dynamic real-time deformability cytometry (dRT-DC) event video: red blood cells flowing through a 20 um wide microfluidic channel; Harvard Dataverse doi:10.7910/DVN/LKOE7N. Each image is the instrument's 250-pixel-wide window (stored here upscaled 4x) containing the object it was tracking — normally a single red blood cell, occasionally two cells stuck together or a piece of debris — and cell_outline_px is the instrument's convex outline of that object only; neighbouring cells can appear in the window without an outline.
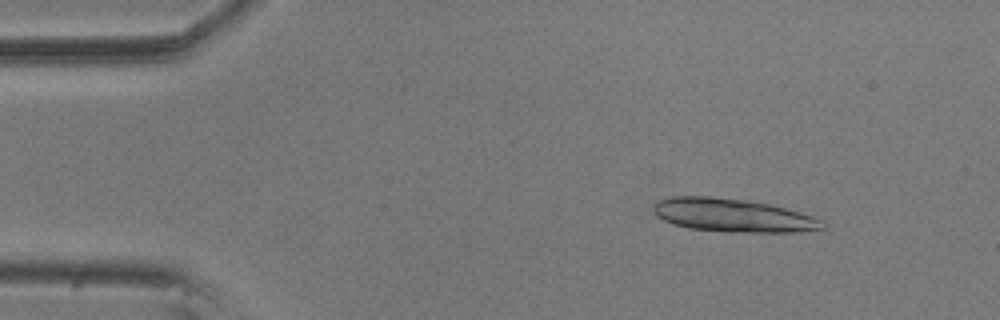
{"species": "common noctule bat (a hibernating species)", "species_latin": "Nyctalus noctula", "temperature_condition": "room temperature", "stored_images_in_passage": 46, "camera_frame_rate_fps": 3000, "um_per_image_px": 0.085, "animal": {"sex": "male", "body_mass_g": 20.5, "forearm_length_mm": 52.5}, "frame": {"image": 1, "passage_image": 6, "time_ms": 1.667, "image_size_px": [1000, 320], "cell_outline_px": [[828, 228], [796, 232], [728, 232], [688, 228], [672, 224], [656, 216], [652, 212], [652, 204], [656, 200], [672, 196], [708, 196], [744, 200], [768, 204], [800, 212], [824, 220], [828, 224]], "centroid_in_image_um": [62.27, 18.31], "position_along_channel_um": 22.7, "area_um2": 33.18}}
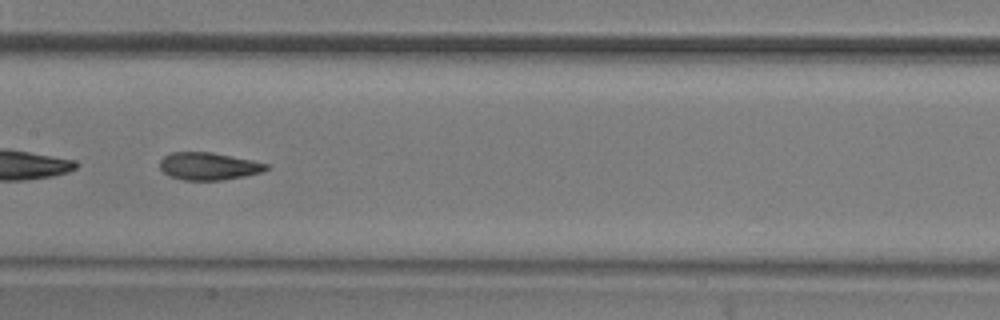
{"frame": {"image": 2, "passage_image": 27, "time_ms": 8.667, "image_size_px": [1000, 320], "cell_outline_px": [[268, 168], [264, 172], [244, 176], [220, 180], [184, 180], [168, 176], [160, 168], [160, 160], [164, 156], [172, 152], [212, 152], [252, 160], [268, 164]], "centroid_in_image_um": [17.72, 14.12], "position_along_channel_um": 189.7, "area_um2": 17.05}}
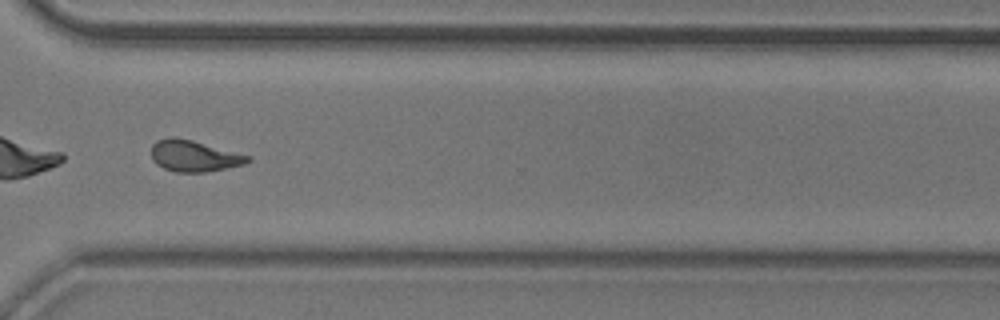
{"frame": {"image": 3, "passage_image": 41, "time_ms": 13.333, "image_size_px": [1000, 320], "cell_outline_px": [[252, 160], [244, 164], [208, 172], [176, 172], [164, 168], [156, 164], [152, 160], [152, 144], [156, 140], [168, 136], [176, 136], [192, 140], [252, 156]], "centroid_in_image_um": [16.49, 13.24], "position_along_channel_um": 354.1, "area_um2": 17.8}, "authors_computed_cell_mechanics": {"area_um2": 17.8024, "velocity_mm_per_s": 3.5328, "shape_relaxation_time_tau1_ms": 5.2322, "shape_relaxation_time_tau2_ms": 2.4742, "deformation_change_tau1": 0.1589, "deformation_change_tau2": 0.1022}}